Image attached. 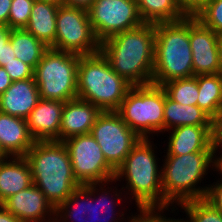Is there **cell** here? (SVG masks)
I'll list each match as a JSON object with an SVG mask.
<instances>
[{
    "mask_svg": "<svg viewBox=\"0 0 222 222\" xmlns=\"http://www.w3.org/2000/svg\"><path fill=\"white\" fill-rule=\"evenodd\" d=\"M12 80L10 75L4 69V67L0 66V95L4 93L12 84Z\"/></svg>",
    "mask_w": 222,
    "mask_h": 222,
    "instance_id": "f35d334b",
    "label": "cell"
},
{
    "mask_svg": "<svg viewBox=\"0 0 222 222\" xmlns=\"http://www.w3.org/2000/svg\"><path fill=\"white\" fill-rule=\"evenodd\" d=\"M211 148L213 154H216L218 149L222 150V110L211 120Z\"/></svg>",
    "mask_w": 222,
    "mask_h": 222,
    "instance_id": "e575fe53",
    "label": "cell"
},
{
    "mask_svg": "<svg viewBox=\"0 0 222 222\" xmlns=\"http://www.w3.org/2000/svg\"><path fill=\"white\" fill-rule=\"evenodd\" d=\"M211 118L197 105H183L167 95L164 104V132L178 126H211Z\"/></svg>",
    "mask_w": 222,
    "mask_h": 222,
    "instance_id": "603a6c76",
    "label": "cell"
},
{
    "mask_svg": "<svg viewBox=\"0 0 222 222\" xmlns=\"http://www.w3.org/2000/svg\"><path fill=\"white\" fill-rule=\"evenodd\" d=\"M3 67L10 75L12 81L33 78L34 69L20 59L14 58L13 61L6 63Z\"/></svg>",
    "mask_w": 222,
    "mask_h": 222,
    "instance_id": "836d02e7",
    "label": "cell"
},
{
    "mask_svg": "<svg viewBox=\"0 0 222 222\" xmlns=\"http://www.w3.org/2000/svg\"><path fill=\"white\" fill-rule=\"evenodd\" d=\"M9 40L14 50L15 57L31 66L33 69L37 66L43 54L49 48L24 28L12 29Z\"/></svg>",
    "mask_w": 222,
    "mask_h": 222,
    "instance_id": "d4e9b609",
    "label": "cell"
},
{
    "mask_svg": "<svg viewBox=\"0 0 222 222\" xmlns=\"http://www.w3.org/2000/svg\"><path fill=\"white\" fill-rule=\"evenodd\" d=\"M113 181H114V179L111 180V181L94 183V199H96L95 200L96 201L95 202V222H118V220H121V221L123 220L124 221V219H125V217H123V216L126 213H123V212L116 213L118 215L121 213L120 214L121 216L119 215V218H118V217H115L116 214L114 213L115 211H113V210H115V208H114L116 206L115 204L119 205L121 203V201H123L122 198H120L122 196L121 195L122 192H120L121 190H117L116 189L117 187H114L115 191L112 190L113 191L112 192L113 195H112L110 193V191L109 190L107 191L106 188H105L106 185L108 186V184H110L109 182H111V184H112ZM98 187H99V189H98ZM117 191H118V193H117ZM98 192H99V194H98ZM114 192H116V193H114ZM95 195H98V197L95 196ZM99 195H101V196H99ZM109 195L115 196V198L112 197V196H111V198H109ZM113 198L115 200H113ZM114 201L117 202V203H115ZM112 214H113V216H112ZM96 217H97V219H96ZM120 217H122V218H120ZM126 221L127 220L125 219V222Z\"/></svg>",
    "mask_w": 222,
    "mask_h": 222,
    "instance_id": "4316f807",
    "label": "cell"
},
{
    "mask_svg": "<svg viewBox=\"0 0 222 222\" xmlns=\"http://www.w3.org/2000/svg\"><path fill=\"white\" fill-rule=\"evenodd\" d=\"M192 76L189 16L175 22L156 23L152 84L162 86Z\"/></svg>",
    "mask_w": 222,
    "mask_h": 222,
    "instance_id": "3957f363",
    "label": "cell"
},
{
    "mask_svg": "<svg viewBox=\"0 0 222 222\" xmlns=\"http://www.w3.org/2000/svg\"><path fill=\"white\" fill-rule=\"evenodd\" d=\"M74 177L80 185L111 181L116 170L106 161L99 144L91 134L77 135L63 141Z\"/></svg>",
    "mask_w": 222,
    "mask_h": 222,
    "instance_id": "30bf717a",
    "label": "cell"
},
{
    "mask_svg": "<svg viewBox=\"0 0 222 222\" xmlns=\"http://www.w3.org/2000/svg\"><path fill=\"white\" fill-rule=\"evenodd\" d=\"M169 209L167 206H138L137 213L131 215L132 217H127V222H186L183 218L180 220L175 218H168L163 214L165 210ZM162 212V213H161ZM163 214V215H162ZM165 216V217H164Z\"/></svg>",
    "mask_w": 222,
    "mask_h": 222,
    "instance_id": "1f68e13d",
    "label": "cell"
},
{
    "mask_svg": "<svg viewBox=\"0 0 222 222\" xmlns=\"http://www.w3.org/2000/svg\"><path fill=\"white\" fill-rule=\"evenodd\" d=\"M219 35L189 16V40L192 51L193 76L221 73L218 57Z\"/></svg>",
    "mask_w": 222,
    "mask_h": 222,
    "instance_id": "4fadbf2b",
    "label": "cell"
},
{
    "mask_svg": "<svg viewBox=\"0 0 222 222\" xmlns=\"http://www.w3.org/2000/svg\"><path fill=\"white\" fill-rule=\"evenodd\" d=\"M34 143L25 119L0 112V148L7 156H25Z\"/></svg>",
    "mask_w": 222,
    "mask_h": 222,
    "instance_id": "d6986e66",
    "label": "cell"
},
{
    "mask_svg": "<svg viewBox=\"0 0 222 222\" xmlns=\"http://www.w3.org/2000/svg\"><path fill=\"white\" fill-rule=\"evenodd\" d=\"M217 49H218V57H219V63L221 66V73H222V35H219Z\"/></svg>",
    "mask_w": 222,
    "mask_h": 222,
    "instance_id": "7bdbcfd3",
    "label": "cell"
},
{
    "mask_svg": "<svg viewBox=\"0 0 222 222\" xmlns=\"http://www.w3.org/2000/svg\"><path fill=\"white\" fill-rule=\"evenodd\" d=\"M94 0H64V5L88 9Z\"/></svg>",
    "mask_w": 222,
    "mask_h": 222,
    "instance_id": "ab89813d",
    "label": "cell"
},
{
    "mask_svg": "<svg viewBox=\"0 0 222 222\" xmlns=\"http://www.w3.org/2000/svg\"><path fill=\"white\" fill-rule=\"evenodd\" d=\"M1 205L21 222L55 221V208L34 184L11 195Z\"/></svg>",
    "mask_w": 222,
    "mask_h": 222,
    "instance_id": "5bb4252c",
    "label": "cell"
},
{
    "mask_svg": "<svg viewBox=\"0 0 222 222\" xmlns=\"http://www.w3.org/2000/svg\"><path fill=\"white\" fill-rule=\"evenodd\" d=\"M32 181L56 209L81 185L74 177L66 145L60 141H35L24 156Z\"/></svg>",
    "mask_w": 222,
    "mask_h": 222,
    "instance_id": "7a4b0ae2",
    "label": "cell"
},
{
    "mask_svg": "<svg viewBox=\"0 0 222 222\" xmlns=\"http://www.w3.org/2000/svg\"><path fill=\"white\" fill-rule=\"evenodd\" d=\"M58 8L59 6L54 3L35 0L28 24L24 28L49 48L56 38Z\"/></svg>",
    "mask_w": 222,
    "mask_h": 222,
    "instance_id": "7402d4cb",
    "label": "cell"
},
{
    "mask_svg": "<svg viewBox=\"0 0 222 222\" xmlns=\"http://www.w3.org/2000/svg\"><path fill=\"white\" fill-rule=\"evenodd\" d=\"M39 100L40 95L34 77L13 81L0 95V112L26 120Z\"/></svg>",
    "mask_w": 222,
    "mask_h": 222,
    "instance_id": "e0dca14e",
    "label": "cell"
},
{
    "mask_svg": "<svg viewBox=\"0 0 222 222\" xmlns=\"http://www.w3.org/2000/svg\"><path fill=\"white\" fill-rule=\"evenodd\" d=\"M100 43L90 23L87 9L59 6L56 38L50 48L78 55H91L100 51Z\"/></svg>",
    "mask_w": 222,
    "mask_h": 222,
    "instance_id": "9c48e42d",
    "label": "cell"
},
{
    "mask_svg": "<svg viewBox=\"0 0 222 222\" xmlns=\"http://www.w3.org/2000/svg\"><path fill=\"white\" fill-rule=\"evenodd\" d=\"M12 0H0V24L8 25Z\"/></svg>",
    "mask_w": 222,
    "mask_h": 222,
    "instance_id": "74e56055",
    "label": "cell"
},
{
    "mask_svg": "<svg viewBox=\"0 0 222 222\" xmlns=\"http://www.w3.org/2000/svg\"><path fill=\"white\" fill-rule=\"evenodd\" d=\"M169 134L167 155H185L192 152H213L211 126H178Z\"/></svg>",
    "mask_w": 222,
    "mask_h": 222,
    "instance_id": "ac0fdd59",
    "label": "cell"
},
{
    "mask_svg": "<svg viewBox=\"0 0 222 222\" xmlns=\"http://www.w3.org/2000/svg\"><path fill=\"white\" fill-rule=\"evenodd\" d=\"M87 11L100 42L144 23L135 0H94Z\"/></svg>",
    "mask_w": 222,
    "mask_h": 222,
    "instance_id": "7c38bea8",
    "label": "cell"
},
{
    "mask_svg": "<svg viewBox=\"0 0 222 222\" xmlns=\"http://www.w3.org/2000/svg\"><path fill=\"white\" fill-rule=\"evenodd\" d=\"M154 50V23H143L100 43V52L112 69L132 86L152 84Z\"/></svg>",
    "mask_w": 222,
    "mask_h": 222,
    "instance_id": "6da1fadb",
    "label": "cell"
},
{
    "mask_svg": "<svg viewBox=\"0 0 222 222\" xmlns=\"http://www.w3.org/2000/svg\"><path fill=\"white\" fill-rule=\"evenodd\" d=\"M186 16H195L209 0H176Z\"/></svg>",
    "mask_w": 222,
    "mask_h": 222,
    "instance_id": "8d00e7d4",
    "label": "cell"
},
{
    "mask_svg": "<svg viewBox=\"0 0 222 222\" xmlns=\"http://www.w3.org/2000/svg\"><path fill=\"white\" fill-rule=\"evenodd\" d=\"M38 1L54 3V4L58 5V6L64 5V0H38Z\"/></svg>",
    "mask_w": 222,
    "mask_h": 222,
    "instance_id": "ee69618b",
    "label": "cell"
},
{
    "mask_svg": "<svg viewBox=\"0 0 222 222\" xmlns=\"http://www.w3.org/2000/svg\"><path fill=\"white\" fill-rule=\"evenodd\" d=\"M80 55L48 48L34 68L40 99L66 102L77 98Z\"/></svg>",
    "mask_w": 222,
    "mask_h": 222,
    "instance_id": "52a82bcc",
    "label": "cell"
},
{
    "mask_svg": "<svg viewBox=\"0 0 222 222\" xmlns=\"http://www.w3.org/2000/svg\"><path fill=\"white\" fill-rule=\"evenodd\" d=\"M32 184L30 166L24 156H7L0 162V204Z\"/></svg>",
    "mask_w": 222,
    "mask_h": 222,
    "instance_id": "44dd1931",
    "label": "cell"
},
{
    "mask_svg": "<svg viewBox=\"0 0 222 222\" xmlns=\"http://www.w3.org/2000/svg\"><path fill=\"white\" fill-rule=\"evenodd\" d=\"M165 97L162 86H132L117 112L140 138L150 139L164 131Z\"/></svg>",
    "mask_w": 222,
    "mask_h": 222,
    "instance_id": "ba28073f",
    "label": "cell"
},
{
    "mask_svg": "<svg viewBox=\"0 0 222 222\" xmlns=\"http://www.w3.org/2000/svg\"><path fill=\"white\" fill-rule=\"evenodd\" d=\"M64 102L40 99L26 119L29 132L35 141H59Z\"/></svg>",
    "mask_w": 222,
    "mask_h": 222,
    "instance_id": "9a60e30c",
    "label": "cell"
},
{
    "mask_svg": "<svg viewBox=\"0 0 222 222\" xmlns=\"http://www.w3.org/2000/svg\"><path fill=\"white\" fill-rule=\"evenodd\" d=\"M186 212V222H222V213L205 199L187 201L179 206Z\"/></svg>",
    "mask_w": 222,
    "mask_h": 222,
    "instance_id": "f1b7e54d",
    "label": "cell"
},
{
    "mask_svg": "<svg viewBox=\"0 0 222 222\" xmlns=\"http://www.w3.org/2000/svg\"><path fill=\"white\" fill-rule=\"evenodd\" d=\"M102 111L86 100L74 98L64 103L62 110L59 141L77 136L90 134L98 115Z\"/></svg>",
    "mask_w": 222,
    "mask_h": 222,
    "instance_id": "2e32d148",
    "label": "cell"
},
{
    "mask_svg": "<svg viewBox=\"0 0 222 222\" xmlns=\"http://www.w3.org/2000/svg\"><path fill=\"white\" fill-rule=\"evenodd\" d=\"M90 134L95 138L106 161L116 170L141 139L117 111H102Z\"/></svg>",
    "mask_w": 222,
    "mask_h": 222,
    "instance_id": "8fae6325",
    "label": "cell"
},
{
    "mask_svg": "<svg viewBox=\"0 0 222 222\" xmlns=\"http://www.w3.org/2000/svg\"><path fill=\"white\" fill-rule=\"evenodd\" d=\"M35 0H12L8 26L12 29L25 28L28 24Z\"/></svg>",
    "mask_w": 222,
    "mask_h": 222,
    "instance_id": "4dcf8cb0",
    "label": "cell"
},
{
    "mask_svg": "<svg viewBox=\"0 0 222 222\" xmlns=\"http://www.w3.org/2000/svg\"><path fill=\"white\" fill-rule=\"evenodd\" d=\"M7 155L4 153V151L0 148V162L4 159H6Z\"/></svg>",
    "mask_w": 222,
    "mask_h": 222,
    "instance_id": "f6af8a7d",
    "label": "cell"
},
{
    "mask_svg": "<svg viewBox=\"0 0 222 222\" xmlns=\"http://www.w3.org/2000/svg\"><path fill=\"white\" fill-rule=\"evenodd\" d=\"M197 106L211 119L222 110V73L198 75Z\"/></svg>",
    "mask_w": 222,
    "mask_h": 222,
    "instance_id": "cb8c5ba5",
    "label": "cell"
},
{
    "mask_svg": "<svg viewBox=\"0 0 222 222\" xmlns=\"http://www.w3.org/2000/svg\"><path fill=\"white\" fill-rule=\"evenodd\" d=\"M12 28L8 25L0 24V66L13 61L15 57L14 50L10 43V35Z\"/></svg>",
    "mask_w": 222,
    "mask_h": 222,
    "instance_id": "d6a6232c",
    "label": "cell"
},
{
    "mask_svg": "<svg viewBox=\"0 0 222 222\" xmlns=\"http://www.w3.org/2000/svg\"><path fill=\"white\" fill-rule=\"evenodd\" d=\"M144 23L175 22L186 17L176 0H135Z\"/></svg>",
    "mask_w": 222,
    "mask_h": 222,
    "instance_id": "484cf974",
    "label": "cell"
},
{
    "mask_svg": "<svg viewBox=\"0 0 222 222\" xmlns=\"http://www.w3.org/2000/svg\"><path fill=\"white\" fill-rule=\"evenodd\" d=\"M195 17L218 35H222V0H209Z\"/></svg>",
    "mask_w": 222,
    "mask_h": 222,
    "instance_id": "f546056e",
    "label": "cell"
},
{
    "mask_svg": "<svg viewBox=\"0 0 222 222\" xmlns=\"http://www.w3.org/2000/svg\"><path fill=\"white\" fill-rule=\"evenodd\" d=\"M214 183L208 185L205 200L222 213V182L218 180Z\"/></svg>",
    "mask_w": 222,
    "mask_h": 222,
    "instance_id": "d590c367",
    "label": "cell"
},
{
    "mask_svg": "<svg viewBox=\"0 0 222 222\" xmlns=\"http://www.w3.org/2000/svg\"><path fill=\"white\" fill-rule=\"evenodd\" d=\"M150 140L141 138L115 172L114 182L125 178L121 190L128 189L124 196L131 194L136 207L164 206L161 169Z\"/></svg>",
    "mask_w": 222,
    "mask_h": 222,
    "instance_id": "277c9868",
    "label": "cell"
},
{
    "mask_svg": "<svg viewBox=\"0 0 222 222\" xmlns=\"http://www.w3.org/2000/svg\"><path fill=\"white\" fill-rule=\"evenodd\" d=\"M94 200V183L81 185L55 209L54 222H95Z\"/></svg>",
    "mask_w": 222,
    "mask_h": 222,
    "instance_id": "ffe728a7",
    "label": "cell"
},
{
    "mask_svg": "<svg viewBox=\"0 0 222 222\" xmlns=\"http://www.w3.org/2000/svg\"><path fill=\"white\" fill-rule=\"evenodd\" d=\"M164 157L165 163L161 166L164 206H171L173 213L177 204L179 206L187 201L205 199L208 186L197 185L199 182L201 184L209 167L213 166V152H192Z\"/></svg>",
    "mask_w": 222,
    "mask_h": 222,
    "instance_id": "5b68a950",
    "label": "cell"
},
{
    "mask_svg": "<svg viewBox=\"0 0 222 222\" xmlns=\"http://www.w3.org/2000/svg\"><path fill=\"white\" fill-rule=\"evenodd\" d=\"M0 222H21L16 216L0 204Z\"/></svg>",
    "mask_w": 222,
    "mask_h": 222,
    "instance_id": "60d3db41",
    "label": "cell"
},
{
    "mask_svg": "<svg viewBox=\"0 0 222 222\" xmlns=\"http://www.w3.org/2000/svg\"><path fill=\"white\" fill-rule=\"evenodd\" d=\"M166 95L183 105H197L198 75L169 81L162 85Z\"/></svg>",
    "mask_w": 222,
    "mask_h": 222,
    "instance_id": "83f0119b",
    "label": "cell"
},
{
    "mask_svg": "<svg viewBox=\"0 0 222 222\" xmlns=\"http://www.w3.org/2000/svg\"><path fill=\"white\" fill-rule=\"evenodd\" d=\"M216 154H213V166H212V170L213 171H218V173L220 174V176L222 175V156H216ZM215 158V159H214ZM215 167V168H214ZM216 170H214V169ZM222 179V178H221ZM220 182H222V180H220Z\"/></svg>",
    "mask_w": 222,
    "mask_h": 222,
    "instance_id": "b9f144b4",
    "label": "cell"
},
{
    "mask_svg": "<svg viewBox=\"0 0 222 222\" xmlns=\"http://www.w3.org/2000/svg\"><path fill=\"white\" fill-rule=\"evenodd\" d=\"M132 85L119 76L99 51L80 55L77 68V97L101 111H117Z\"/></svg>",
    "mask_w": 222,
    "mask_h": 222,
    "instance_id": "8992f818",
    "label": "cell"
}]
</instances>
